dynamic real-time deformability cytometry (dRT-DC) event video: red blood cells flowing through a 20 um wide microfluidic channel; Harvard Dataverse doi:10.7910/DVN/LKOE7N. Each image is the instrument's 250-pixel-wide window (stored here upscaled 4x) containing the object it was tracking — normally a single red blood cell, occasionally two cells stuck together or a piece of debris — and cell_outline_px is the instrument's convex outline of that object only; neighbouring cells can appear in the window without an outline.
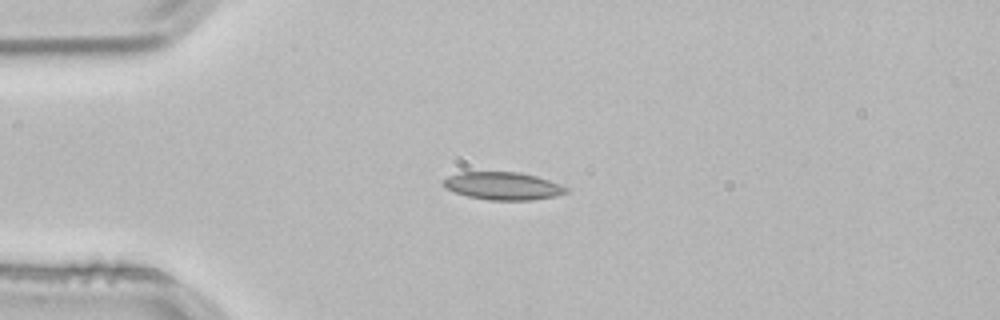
{"species": "common noctule bat (a hibernating species)", "species_latin": "Nyctalus noctula", "temperature_condition": "room temperature", "stored_images_in_passage": 41, "camera_frame_rate_fps": 3000, "um_per_image_px": 0.085, "animal": {"sex": "male", "body_mass_g": 21.5, "forearm_length_mm": 52.0}, "frame": {"image": 1, "passage_image": 1, "time_ms": 0.0, "image_size_px": [1000, 320], "cell_outline_px": [[568, 192], [556, 196], [532, 200], [488, 200], [468, 196], [456, 192], [440, 184], [440, 180], [448, 176], [460, 172], [520, 172], [536, 176], [560, 184], [568, 188]], "centroid_in_image_um": [42.73, 15.8], "position_along_channel_um": 42.3, "area_um2": 19.88}}
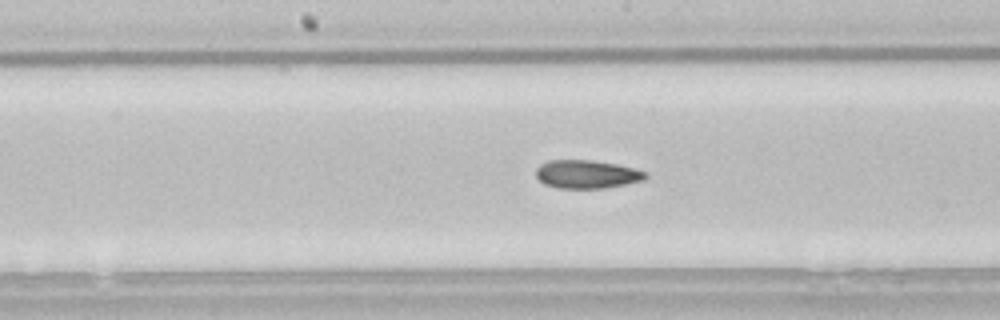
{"frame": {"image": 2, "passage_image": 15, "time_ms": 4.667, "image_size_px": [1000, 320], "cell_outline_px": [[648, 176], [644, 180], [604, 188], [560, 188], [544, 184], [536, 176], [536, 168], [540, 164], [548, 160], [592, 160], [616, 164], [636, 168], [648, 172]], "centroid_in_image_um": [49.9, 14.8], "position_along_channel_um": 198.3, "area_um2": 18.15}}
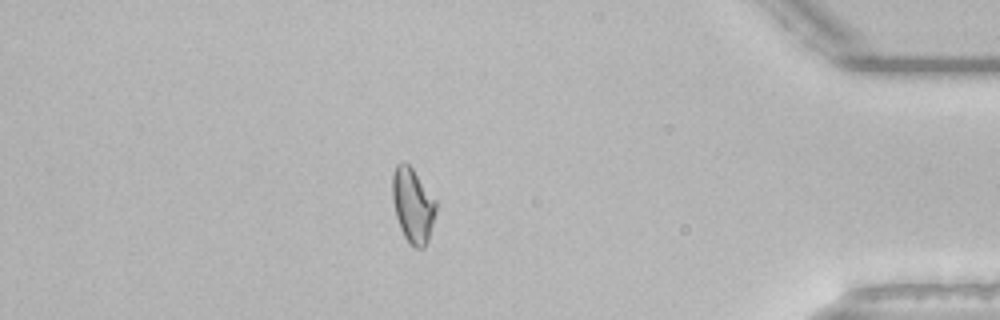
{"frame": {"image": 3, "passage_image": 34, "time_ms": 11.0, "image_size_px": [1000, 320], "cell_outline_px": [[436, 212], [428, 240], [424, 248], [416, 248], [408, 244], [400, 228], [396, 216], [392, 196], [392, 172], [396, 164], [404, 160], [412, 168], [436, 200]], "centroid_in_image_um": [35.07, 17.44], "position_along_channel_um": 400.1, "area_um2": 19.07}, "authors_computed_cell_mechanics": {"area_um2": 18.496, "velocity_mm_per_s": 3.8286, "shape_relaxation_time_tau1_ms": null, "shape_relaxation_time_tau2_ms": 4.5904, "deformation_change_tau1": null, "deformation_change_tau2": 0.1103}}